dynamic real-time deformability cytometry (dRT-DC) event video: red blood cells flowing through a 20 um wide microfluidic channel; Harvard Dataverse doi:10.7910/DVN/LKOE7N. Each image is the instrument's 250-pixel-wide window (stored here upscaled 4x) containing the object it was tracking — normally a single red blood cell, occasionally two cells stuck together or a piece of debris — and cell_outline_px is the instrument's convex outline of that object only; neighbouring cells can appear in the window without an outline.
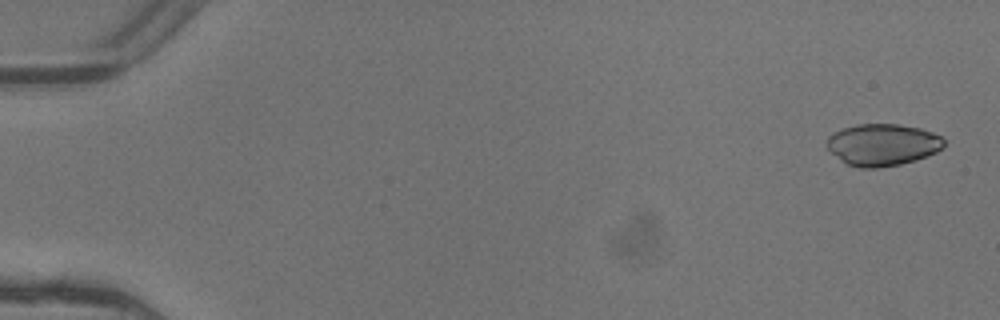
{"species": "common noctule bat (a hibernating species)", "species_latin": "Nyctalus noctula", "temperature_condition": "warm", "stored_images_in_passage": 4, "camera_frame_rate_fps": 3000, "um_per_image_px": 0.085, "animal": {"sex": "female"}, "frame": {"image": 1, "passage_image": 1, "time_ms": 0.0, "image_size_px": [1000, 320], "cell_outline_px": [[944, 148], [928, 156], [916, 160], [900, 164], [876, 168], [860, 168], [848, 164], [832, 152], [828, 148], [828, 136], [844, 128], [856, 124], [896, 124], [920, 128], [932, 132], [940, 136], [944, 140]], "centroid_in_image_um": [75.07, 12.3], "position_along_channel_um": 9.9, "area_um2": 28.32}}
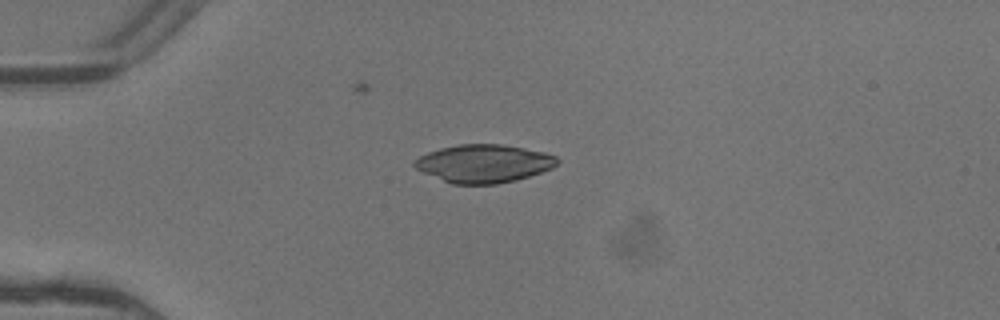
{"frame": {"image": 2, "passage_image": 4, "time_ms": 1.0, "image_size_px": [1000, 320], "cell_outline_px": [[560, 160], [552, 168], [516, 180], [496, 184], [452, 184], [424, 172], [416, 168], [412, 164], [420, 156], [428, 152], [440, 148], [456, 144], [500, 144], [524, 148], [544, 152], [556, 156]], "centroid_in_image_um": [41.13, 13.89], "position_along_channel_um": 43.9, "area_um2": 31.44}}